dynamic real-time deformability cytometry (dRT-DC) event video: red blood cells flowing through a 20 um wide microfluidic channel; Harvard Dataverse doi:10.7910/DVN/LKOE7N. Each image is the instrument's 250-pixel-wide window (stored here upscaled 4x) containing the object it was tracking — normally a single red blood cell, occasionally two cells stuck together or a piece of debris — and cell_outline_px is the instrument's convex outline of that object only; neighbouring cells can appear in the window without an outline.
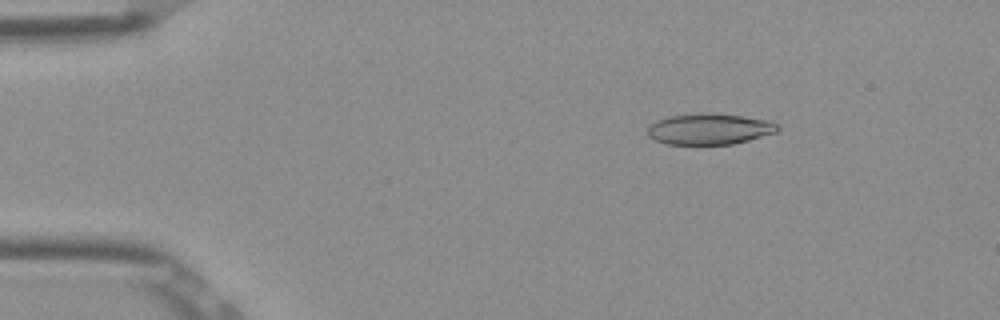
{"species": "Egyptian fruit bat (a non-hibernating species)", "species_latin": "Rousettus aegyptiacus", "temperature_condition": "room temperature", "stored_images_in_passage": 52, "camera_frame_rate_fps": 3000, "um_per_image_px": 0.085, "frame": {"image": 1, "passage_image": 8, "time_ms": 2.333, "image_size_px": [1000, 320], "cell_outline_px": [[780, 128], [776, 132], [748, 140], [732, 144], [668, 144], [656, 140], [648, 136], [648, 128], [652, 124], [660, 120], [672, 116], [744, 116], [768, 120], [776, 124]], "centroid_in_image_um": [60.34, 11.02], "position_along_channel_um": 24.7, "area_um2": 22.14}}
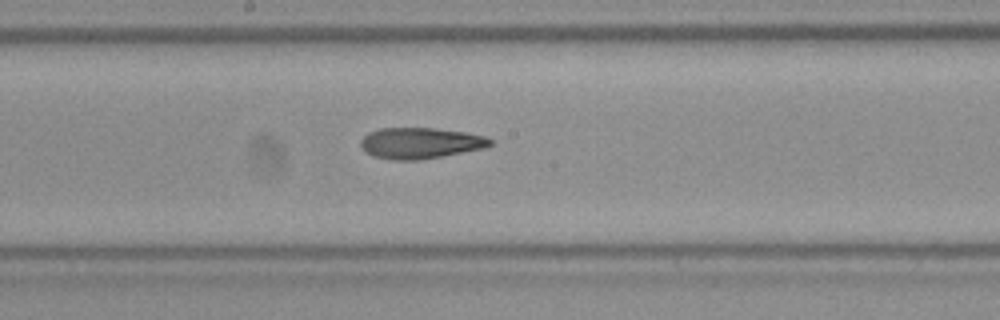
{"frame": {"image": 2, "passage_image": 28, "time_ms": 9.0, "image_size_px": [1000, 320], "cell_outline_px": [[492, 144], [484, 148], [420, 160], [392, 160], [372, 156], [364, 152], [360, 144], [360, 140], [368, 132], [380, 128], [436, 128], [464, 132], [484, 136], [492, 140]], "centroid_in_image_um": [35.68, 12.16], "position_along_channel_um": 212.5, "area_um2": 23.47}}
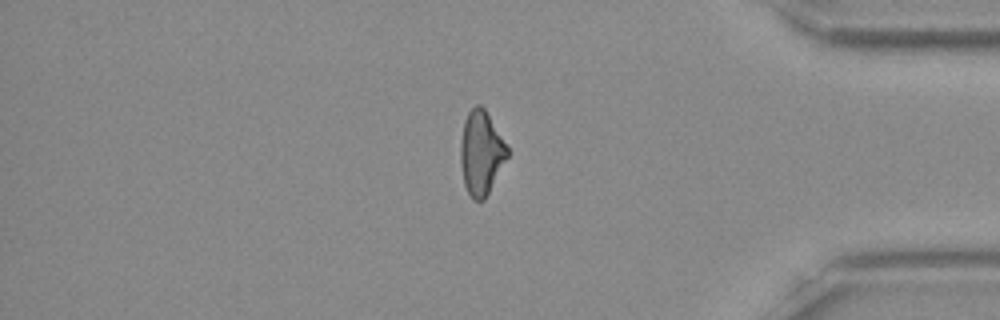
{"frame": {"image": 3, "passage_image": 44, "time_ms": 14.333, "image_size_px": [1000, 320], "cell_outline_px": [[508, 156], [484, 200], [472, 200], [464, 184], [460, 164], [460, 144], [464, 120], [468, 112], [476, 104], [480, 104], [484, 108], [508, 148]], "centroid_in_image_um": [40.87, 13.0], "position_along_channel_um": 394.3, "area_um2": 22.66}, "authors_computed_cell_mechanics": {"area_um2": 23.5246, "velocity_mm_per_s": 3.9034, "shape_relaxation_time_tau1_ms": null, "shape_relaxation_time_tau2_ms": 6.7284, "deformation_change_tau1": null, "deformation_change_tau2": 0.2023}}